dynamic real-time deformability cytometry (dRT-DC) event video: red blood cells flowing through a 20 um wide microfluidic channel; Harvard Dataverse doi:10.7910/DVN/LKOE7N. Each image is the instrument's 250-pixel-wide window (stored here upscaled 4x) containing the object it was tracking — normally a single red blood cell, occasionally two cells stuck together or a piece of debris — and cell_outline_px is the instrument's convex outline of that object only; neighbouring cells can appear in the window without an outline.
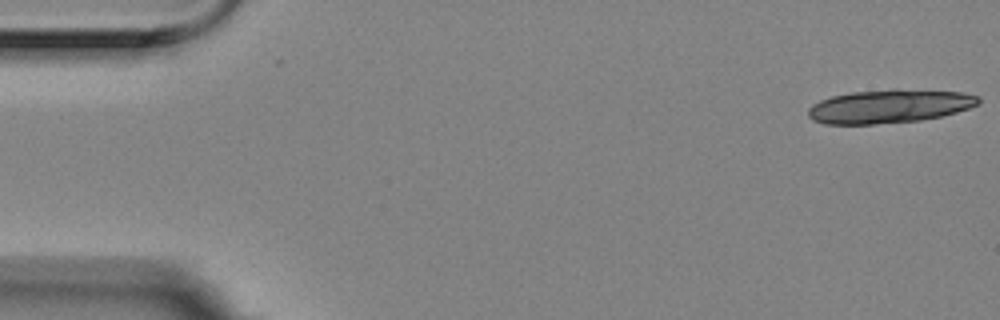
{"species": "Egyptian fruit bat (a non-hibernating species)", "species_latin": "Rousettus aegyptiacus", "temperature_condition": "room temperature", "stored_images_in_passage": 5, "camera_frame_rate_fps": 3000, "um_per_image_px": 0.085, "animal": {"sex": "female"}, "frame": {"image": 1, "passage_image": 1, "time_ms": 0.0, "image_size_px": [1000, 320], "cell_outline_px": [[980, 104], [956, 112], [940, 116], [920, 120], [872, 124], [824, 124], [812, 120], [808, 116], [808, 108], [812, 104], [820, 100], [832, 96], [852, 92], [892, 88], [896, 88], [964, 92], [980, 96]], "centroid_in_image_um": [75.6, 9.01], "position_along_channel_um": 9.4, "area_um2": 33.58}}